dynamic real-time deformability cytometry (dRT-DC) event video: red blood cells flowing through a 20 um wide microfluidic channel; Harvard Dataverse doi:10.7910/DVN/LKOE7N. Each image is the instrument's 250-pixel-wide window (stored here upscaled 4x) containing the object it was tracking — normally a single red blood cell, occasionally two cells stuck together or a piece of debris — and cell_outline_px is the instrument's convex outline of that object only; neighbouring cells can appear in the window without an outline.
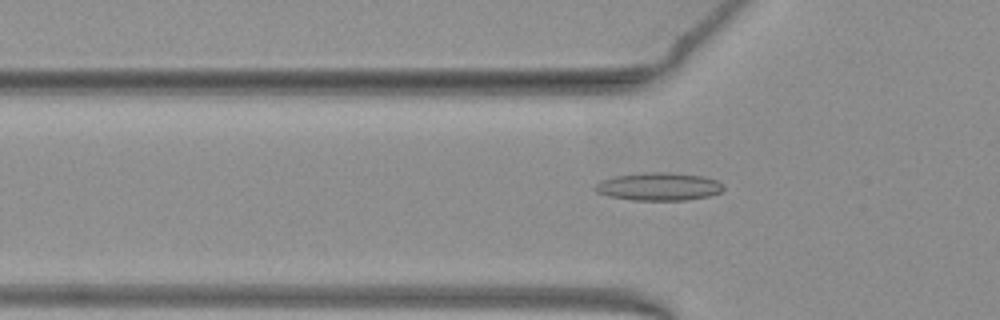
{"species": "common noctule bat (a hibernating species)", "species_latin": "Nyctalus noctula", "temperature_condition": "warm", "stored_images_in_passage": 52, "camera_frame_rate_fps": 3000, "um_per_image_px": 0.085, "animal": {"sex": "female", "body_mass_g": 19.3, "forearm_length_mm": 54.1}, "frame": {"image": 1, "passage_image": 17, "time_ms": 5.333, "image_size_px": [1000, 320], "cell_outline_px": [[724, 188], [720, 192], [708, 196], [688, 200], [632, 200], [608, 196], [596, 192], [592, 188], [600, 180], [616, 176], [644, 172], [668, 172], [704, 176], [716, 180], [724, 184]], "centroid_in_image_um": [55.98, 15.85], "position_along_channel_um": 69.8, "area_um2": 21.04}}
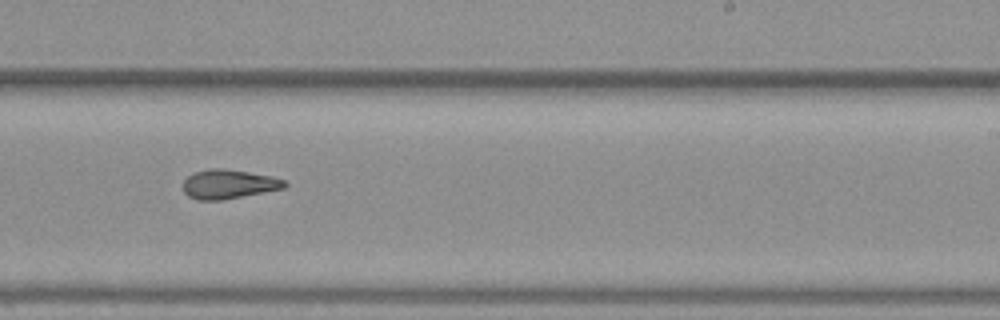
{"frame": {"image": 2, "passage_image": 32, "time_ms": 10.333, "image_size_px": [1000, 320], "cell_outline_px": [[288, 184], [284, 188], [224, 200], [196, 200], [188, 196], [184, 192], [184, 180], [188, 176], [196, 172], [212, 168], [224, 168], [272, 176], [284, 180]], "centroid_in_image_um": [19.44, 15.66], "position_along_channel_um": 269.6, "area_um2": 17.22}}
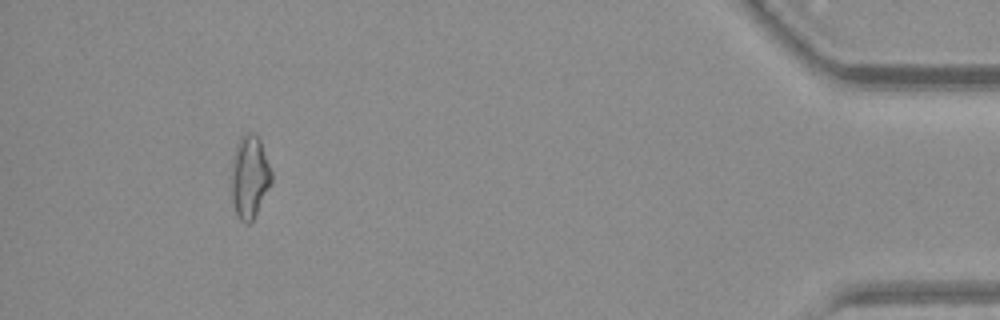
{"frame": {"image": 3, "passage_image": 48, "time_ms": 15.667, "image_size_px": [1000, 320], "cell_outline_px": [[272, 184], [252, 220], [248, 224], [240, 220], [236, 212], [228, 192], [228, 180], [232, 160], [236, 144], [240, 136], [248, 132], [252, 132], [260, 140], [272, 172]], "centroid_in_image_um": [21.16, 15.03], "position_along_channel_um": 414.0, "area_um2": 20.06}, "authors_computed_cell_mechanics": {"area_um2": 18.207, "velocity_mm_per_s": 3.9888, "shape_relaxation_time_tau1_ms": null, "shape_relaxation_time_tau2_ms": 4.0371, "deformation_change_tau1": null, "deformation_change_tau2": 0.1308}}